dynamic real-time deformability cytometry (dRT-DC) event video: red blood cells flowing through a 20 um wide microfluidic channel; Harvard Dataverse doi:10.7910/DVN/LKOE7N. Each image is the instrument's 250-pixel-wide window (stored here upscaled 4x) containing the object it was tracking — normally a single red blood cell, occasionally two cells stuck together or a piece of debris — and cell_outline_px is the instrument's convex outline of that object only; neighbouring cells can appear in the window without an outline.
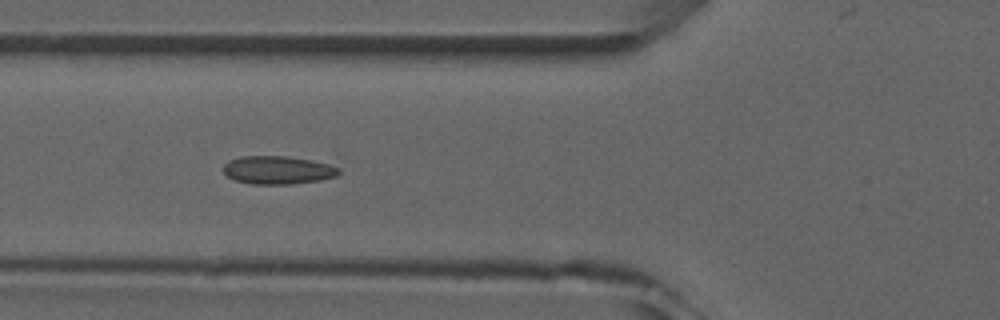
{"species": "common noctule bat (a hibernating species)", "species_latin": "Nyctalus noctula", "temperature_condition": "room temperature", "stored_images_in_passage": 7, "camera_frame_rate_fps": 3000, "um_per_image_px": 0.085, "animal": {"sex": "male", "forearm_length_mm": 52.5}, "frame": {"image": 1, "passage_image": 5, "time_ms": 4.333, "image_size_px": [1000, 320], "cell_outline_px": [[340, 172], [336, 176], [320, 180], [292, 184], [252, 184], [236, 180], [228, 176], [224, 172], [224, 164], [228, 160], [240, 156], [288, 156], [312, 160], [328, 164], [340, 168]], "centroid_in_image_um": [23.62, 14.45], "position_along_channel_um": 102.2, "area_um2": 18.96}}
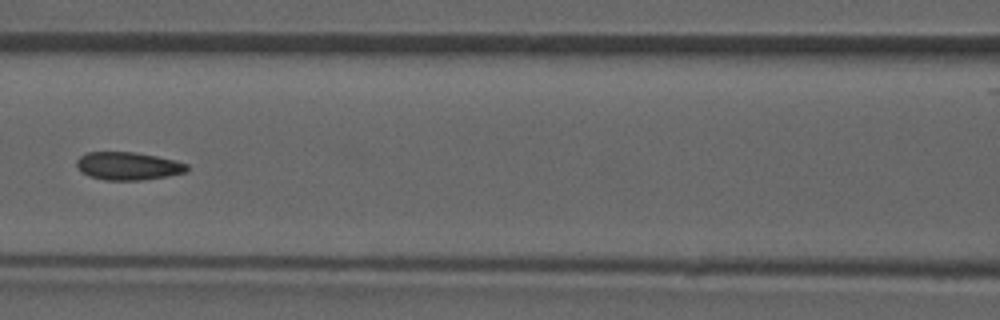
{"frame": {"image": 2, "passage_image": 6, "time_ms": 5.667, "image_size_px": [1000, 320], "cell_outline_px": [[188, 172], [168, 176], [140, 180], [104, 180], [88, 176], [80, 172], [76, 164], [76, 160], [84, 152], [136, 152], [176, 160], [188, 164]], "centroid_in_image_um": [10.87, 14.11], "position_along_channel_um": 155.7, "area_um2": 18.21}}